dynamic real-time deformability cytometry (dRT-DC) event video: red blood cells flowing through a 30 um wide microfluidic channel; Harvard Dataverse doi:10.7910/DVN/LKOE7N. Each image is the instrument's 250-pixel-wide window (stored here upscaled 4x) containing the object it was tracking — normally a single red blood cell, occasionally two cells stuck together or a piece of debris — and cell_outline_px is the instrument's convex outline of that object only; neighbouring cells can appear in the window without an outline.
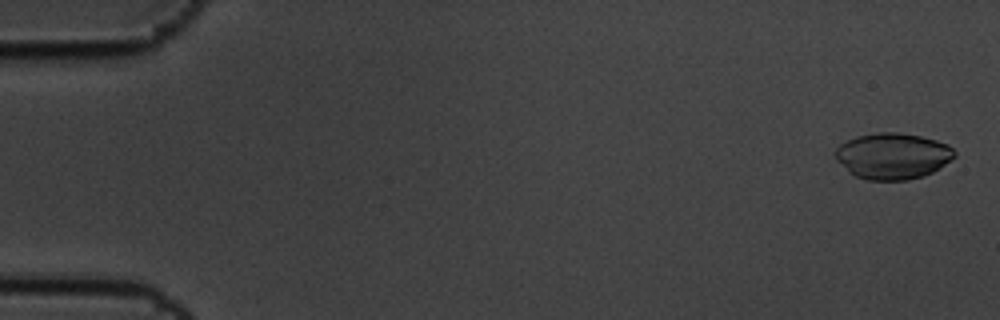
{"species": "common noctule bat (a hibernating species)", "species_latin": "Nyctalus noctula", "temperature_condition": "cold", "stored_images_in_passage": 6, "camera_frame_rate_fps": 3000, "um_per_image_px": 0.085, "animal": {"sex": "male", "body_mass_g": 19.5, "forearm_length_mm": 54.6}, "frame": {"image": 1, "passage_image": 1, "time_ms": 0.0, "image_size_px": [1000, 320], "cell_outline_px": [[956, 156], [932, 172], [924, 176], [908, 180], [868, 180], [856, 176], [848, 172], [836, 160], [836, 148], [840, 144], [856, 136], [876, 132], [896, 132], [920, 136], [936, 140], [948, 144], [956, 152]], "centroid_in_image_um": [75.87, 13.26], "position_along_channel_um": 9.1, "area_um2": 32.08}}